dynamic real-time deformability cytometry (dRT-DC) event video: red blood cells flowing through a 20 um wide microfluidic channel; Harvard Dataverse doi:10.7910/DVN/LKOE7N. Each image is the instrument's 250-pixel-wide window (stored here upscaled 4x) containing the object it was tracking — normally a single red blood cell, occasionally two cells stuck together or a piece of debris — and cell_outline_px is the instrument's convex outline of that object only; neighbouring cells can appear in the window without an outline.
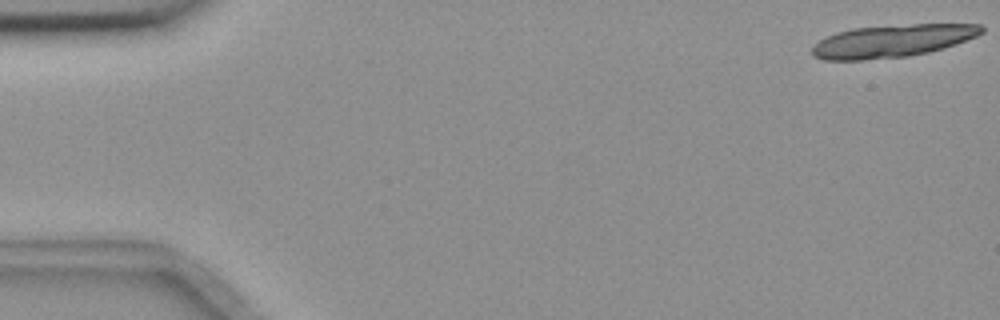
{"species": "common noctule bat (a hibernating species)", "species_latin": "Nyctalus noctula", "temperature_condition": "room temperature", "stored_images_in_passage": 19, "camera_frame_rate_fps": 3000, "um_per_image_px": 0.085, "animal": {"sex": "female", "body_mass_g": 18.4}, "frame": {"image": 1, "passage_image": 1, "time_ms": 0.0, "image_size_px": [1000, 320], "cell_outline_px": [[984, 32], [976, 36], [956, 44], [944, 48], [928, 52], [908, 56], [864, 60], [824, 60], [812, 56], [812, 48], [820, 40], [836, 32], [852, 28], [912, 24], [980, 24], [984, 28]], "centroid_in_image_um": [75.85, 3.48], "position_along_channel_um": 9.2, "area_um2": 32.14}}